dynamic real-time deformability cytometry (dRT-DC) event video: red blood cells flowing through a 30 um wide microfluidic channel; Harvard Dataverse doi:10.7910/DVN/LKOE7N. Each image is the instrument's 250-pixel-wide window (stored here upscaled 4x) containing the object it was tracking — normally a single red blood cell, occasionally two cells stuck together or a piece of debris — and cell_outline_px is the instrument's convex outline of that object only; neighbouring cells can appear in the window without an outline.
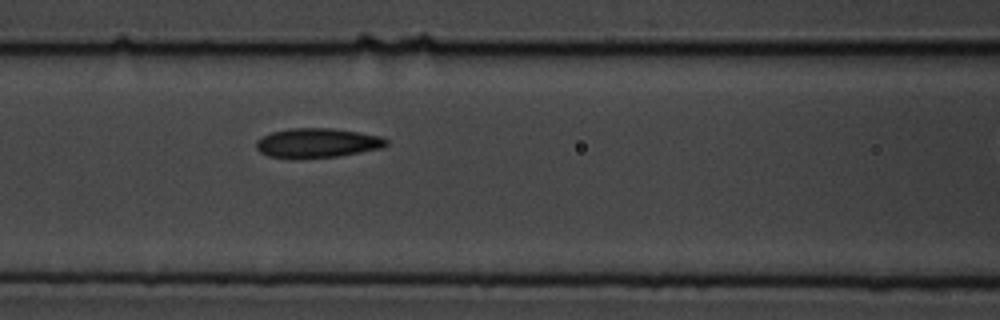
{"species": "common noctule bat (a hibernating species)", "species_latin": "Nyctalus noctula", "temperature_condition": "cold", "stored_images_in_passage": 10, "camera_frame_rate_fps": 3000, "um_per_image_px": 0.085, "animal": {"sex": "male", "body_mass_g": 19.5, "forearm_length_mm": 54.6}, "frame": {"image": 1, "passage_image": 6, "time_ms": 5.667, "image_size_px": [1000, 320], "cell_outline_px": [[388, 144], [380, 148], [360, 152], [336, 156], [268, 156], [260, 152], [256, 148], [256, 140], [272, 132], [288, 128], [332, 128], [380, 136], [388, 140]], "centroid_in_image_um": [26.97, 12.11], "position_along_channel_um": 139.6, "area_um2": 21.5}}
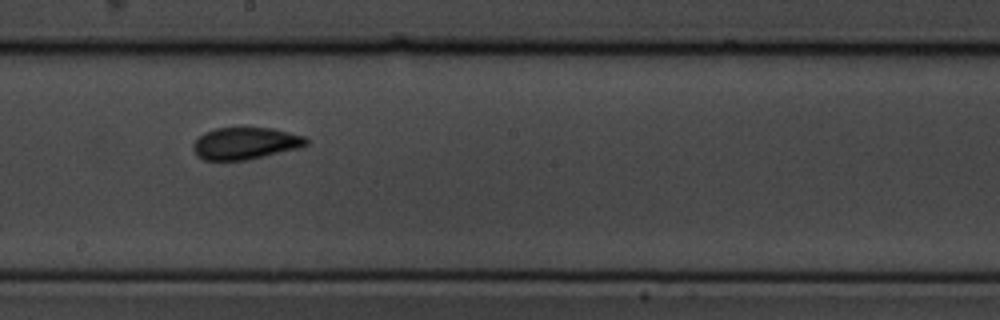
{"frame": {"image": 2, "passage_image": 9, "time_ms": 10.0, "image_size_px": [1000, 320], "cell_outline_px": [[308, 144], [300, 148], [264, 156], [244, 160], [204, 160], [196, 156], [192, 148], [192, 144], [204, 132], [216, 128], [272, 128], [304, 136], [308, 140]], "centroid_in_image_um": [20.83, 12.19], "position_along_channel_um": 227.4, "area_um2": 21.04}}
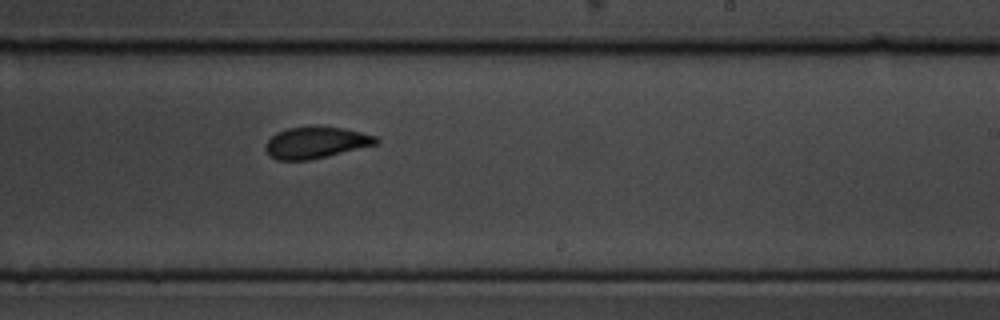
{"frame": {"image": 3, "passage_image": 10, "time_ms": 11.0, "image_size_px": [1000, 320], "cell_outline_px": [[380, 144], [328, 156], [308, 160], [276, 160], [268, 156], [264, 148], [264, 144], [276, 132], [288, 128], [320, 124], [344, 128], [376, 136], [380, 140]], "centroid_in_image_um": [26.85, 12.1], "position_along_channel_um": 262.1, "area_um2": 20.98}}